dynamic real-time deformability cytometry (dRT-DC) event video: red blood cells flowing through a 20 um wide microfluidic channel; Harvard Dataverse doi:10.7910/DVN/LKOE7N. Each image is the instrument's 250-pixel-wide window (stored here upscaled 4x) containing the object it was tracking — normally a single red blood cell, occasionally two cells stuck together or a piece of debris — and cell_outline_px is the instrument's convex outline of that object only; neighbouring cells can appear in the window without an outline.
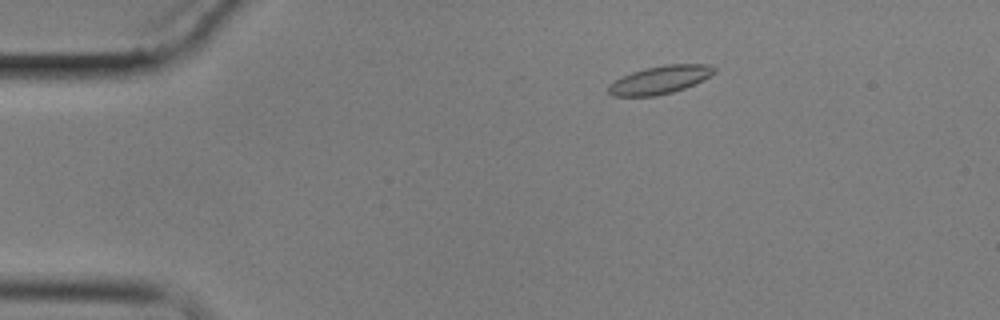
{"species": "common noctule bat (a hibernating species)", "species_latin": "Nyctalus noctula", "temperature_condition": "cold", "stored_images_in_passage": 4, "camera_frame_rate_fps": 3000, "um_per_image_px": 0.085, "animal": {"sex": "male", "body_mass_g": 17.9}, "frame": {"image": 1, "passage_image": 3, "time_ms": 2.333, "image_size_px": [1000, 320], "cell_outline_px": [[716, 72], [684, 88], [672, 92], [656, 96], [612, 96], [608, 92], [608, 84], [632, 72], [644, 68], [664, 64], [708, 64], [716, 68]], "centroid_in_image_um": [56.07, 6.78], "position_along_channel_um": 28.9, "area_um2": 17.11}}